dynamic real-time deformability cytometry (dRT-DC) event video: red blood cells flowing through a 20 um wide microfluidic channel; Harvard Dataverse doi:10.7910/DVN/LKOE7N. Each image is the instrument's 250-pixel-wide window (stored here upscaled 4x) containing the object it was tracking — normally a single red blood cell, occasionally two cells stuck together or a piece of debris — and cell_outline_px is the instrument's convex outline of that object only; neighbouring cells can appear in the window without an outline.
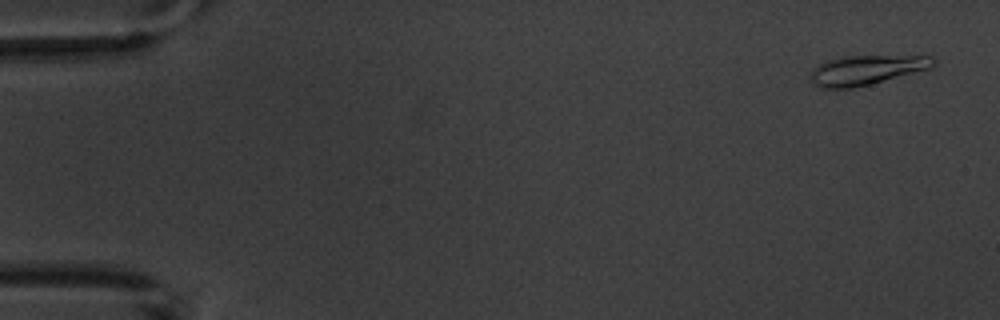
{"species": "common noctule bat (a hibernating species)", "species_latin": "Nyctalus noctula", "temperature_condition": "warm", "stored_images_in_passage": 2, "camera_frame_rate_fps": 3000, "um_per_image_px": 0.085, "animal": {"sex": "male", "body_mass_g": 20.1, "forearm_length_mm": 53.5}, "frame": {"image": 1, "passage_image": 2, "time_ms": 2.0, "image_size_px": [1000, 320], "cell_outline_px": [[936, 64], [932, 68], [852, 88], [820, 88], [812, 84], [808, 76], [812, 68], [828, 60], [844, 56], [932, 56], [936, 60]], "centroid_in_image_um": [73.61, 5.95], "position_along_channel_um": 11.4, "area_um2": 21.15}}